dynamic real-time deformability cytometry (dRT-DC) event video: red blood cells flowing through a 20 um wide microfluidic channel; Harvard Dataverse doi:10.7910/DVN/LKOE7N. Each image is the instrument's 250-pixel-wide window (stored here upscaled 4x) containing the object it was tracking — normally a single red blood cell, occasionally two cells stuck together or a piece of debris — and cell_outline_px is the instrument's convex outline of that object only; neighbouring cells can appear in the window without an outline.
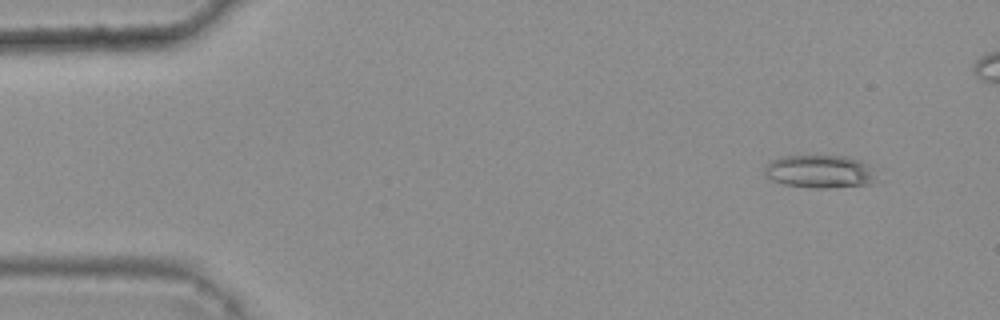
{"species": "common noctule bat (a hibernating species)", "species_latin": "Nyctalus noctula", "temperature_condition": "warm", "stored_images_in_passage": 5, "camera_frame_rate_fps": 3000, "um_per_image_px": 0.085, "animal": {"sex": "female", "body_mass_g": 25.1}, "frame": {"image": 1, "passage_image": 1, "time_ms": 0.0, "image_size_px": [1000, 320], "cell_outline_px": [[872, 180], [868, 184], [828, 188], [816, 188], [784, 184], [772, 180], [764, 172], [764, 168], [772, 160], [780, 156], [844, 156], [860, 160], [868, 164], [872, 176]], "centroid_in_image_um": [69.61, 14.57], "position_along_channel_um": 15.4, "area_um2": 20.98}}